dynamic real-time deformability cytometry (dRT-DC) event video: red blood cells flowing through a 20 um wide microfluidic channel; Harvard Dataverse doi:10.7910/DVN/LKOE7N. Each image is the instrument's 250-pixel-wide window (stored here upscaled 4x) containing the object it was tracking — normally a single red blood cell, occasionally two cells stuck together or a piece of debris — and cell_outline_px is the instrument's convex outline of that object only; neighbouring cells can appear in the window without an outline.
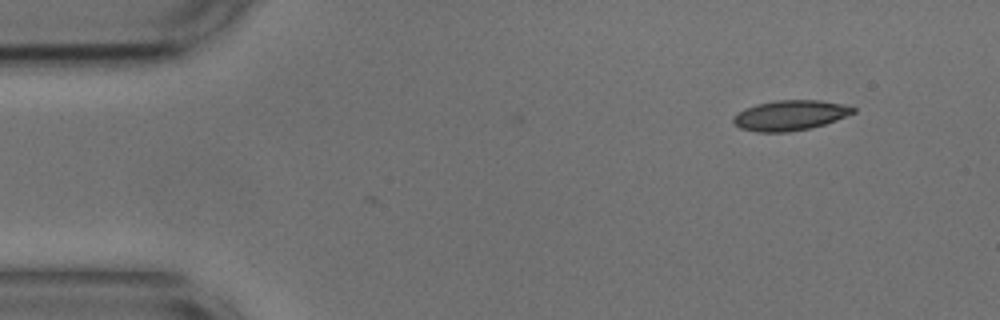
{"species": "common noctule bat (a hibernating species)", "species_latin": "Nyctalus noctula", "temperature_condition": "cold", "stored_images_in_passage": 2, "camera_frame_rate_fps": 3000, "um_per_image_px": 0.085, "animal": {"sex": "male", "body_mass_g": 17.9, "forearm_length_mm": 54.2}, "frame": {"image": 1, "passage_image": 2, "time_ms": 0.333, "image_size_px": [1000, 320], "cell_outline_px": [[856, 112], [836, 120], [812, 128], [788, 132], [756, 132], [740, 128], [732, 120], [732, 116], [744, 108], [756, 104], [776, 100], [820, 100], [840, 104], [856, 108]], "centroid_in_image_um": [67.13, 9.8], "position_along_channel_um": 17.9, "area_um2": 21.1}}